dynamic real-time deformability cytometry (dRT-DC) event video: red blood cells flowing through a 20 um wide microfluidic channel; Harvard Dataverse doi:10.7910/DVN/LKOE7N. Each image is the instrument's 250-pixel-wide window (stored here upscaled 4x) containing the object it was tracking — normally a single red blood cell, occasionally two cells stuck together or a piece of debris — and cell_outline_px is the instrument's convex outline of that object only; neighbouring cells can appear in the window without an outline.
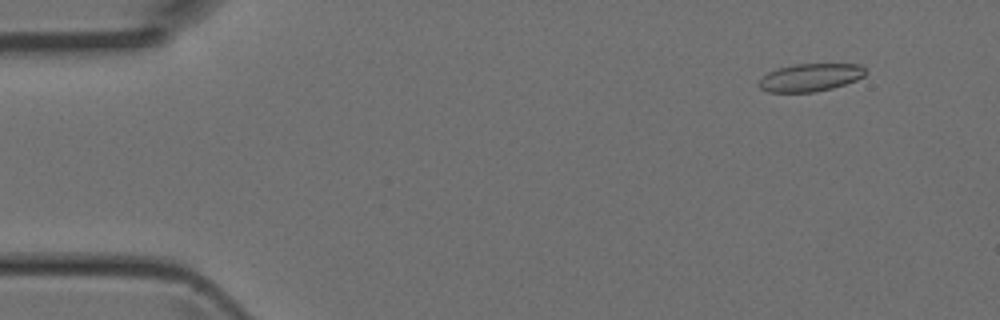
{"species": "Egyptian fruit bat (a non-hibernating species)", "species_latin": "Rousettus aegyptiacus", "temperature_condition": "room temperature", "stored_images_in_passage": 5, "camera_frame_rate_fps": 3000, "um_per_image_px": 0.085, "animal": {"sex": "female"}, "frame": {"image": 1, "passage_image": 2, "time_ms": 0.333, "image_size_px": [1000, 320], "cell_outline_px": [[864, 76], [856, 80], [832, 88], [812, 92], [768, 92], [760, 88], [756, 84], [768, 72], [780, 68], [796, 64], [860, 64], [864, 68]], "centroid_in_image_um": [68.85, 6.59], "position_along_channel_um": 16.1, "area_um2": 17.05}}
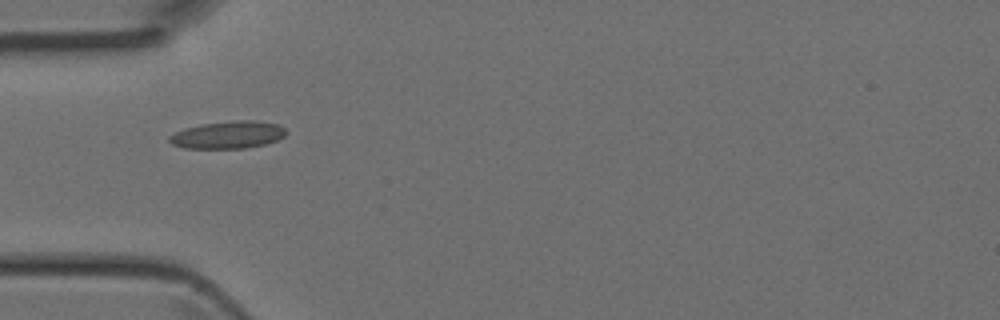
{"frame": {"image": 2, "passage_image": 5, "time_ms": 1.333, "image_size_px": [1000, 320], "cell_outline_px": [[288, 132], [284, 136], [276, 140], [264, 144], [244, 148], [184, 148], [172, 144], [168, 140], [168, 136], [184, 128], [204, 124], [236, 120], [256, 120], [276, 124], [284, 128]], "centroid_in_image_um": [19.37, 11.46], "position_along_channel_um": 65.6, "area_um2": 18.5}}